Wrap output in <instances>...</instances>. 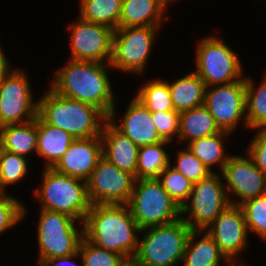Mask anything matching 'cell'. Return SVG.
<instances>
[{
    "instance_id": "7",
    "label": "cell",
    "mask_w": 266,
    "mask_h": 266,
    "mask_svg": "<svg viewBox=\"0 0 266 266\" xmlns=\"http://www.w3.org/2000/svg\"><path fill=\"white\" fill-rule=\"evenodd\" d=\"M39 217L37 240L40 264L46 259L69 256L78 251L84 235L83 228L79 230L75 226V218L45 209H41Z\"/></svg>"
},
{
    "instance_id": "13",
    "label": "cell",
    "mask_w": 266,
    "mask_h": 266,
    "mask_svg": "<svg viewBox=\"0 0 266 266\" xmlns=\"http://www.w3.org/2000/svg\"><path fill=\"white\" fill-rule=\"evenodd\" d=\"M204 105L221 131L230 133L242 116L246 122V77L205 90Z\"/></svg>"
},
{
    "instance_id": "35",
    "label": "cell",
    "mask_w": 266,
    "mask_h": 266,
    "mask_svg": "<svg viewBox=\"0 0 266 266\" xmlns=\"http://www.w3.org/2000/svg\"><path fill=\"white\" fill-rule=\"evenodd\" d=\"M173 168L182 173L193 183L206 178L213 172L210 171L208 167L188 148L178 152L177 165H175Z\"/></svg>"
},
{
    "instance_id": "32",
    "label": "cell",
    "mask_w": 266,
    "mask_h": 266,
    "mask_svg": "<svg viewBox=\"0 0 266 266\" xmlns=\"http://www.w3.org/2000/svg\"><path fill=\"white\" fill-rule=\"evenodd\" d=\"M78 251L82 258V266H119L124 261L120 254L100 248L84 236L80 241Z\"/></svg>"
},
{
    "instance_id": "10",
    "label": "cell",
    "mask_w": 266,
    "mask_h": 266,
    "mask_svg": "<svg viewBox=\"0 0 266 266\" xmlns=\"http://www.w3.org/2000/svg\"><path fill=\"white\" fill-rule=\"evenodd\" d=\"M157 28L160 26L118 27L114 30L108 66L125 72H144Z\"/></svg>"
},
{
    "instance_id": "37",
    "label": "cell",
    "mask_w": 266,
    "mask_h": 266,
    "mask_svg": "<svg viewBox=\"0 0 266 266\" xmlns=\"http://www.w3.org/2000/svg\"><path fill=\"white\" fill-rule=\"evenodd\" d=\"M152 118L158 133L164 141L170 142L174 135L179 134V112L175 110L152 112Z\"/></svg>"
},
{
    "instance_id": "6",
    "label": "cell",
    "mask_w": 266,
    "mask_h": 266,
    "mask_svg": "<svg viewBox=\"0 0 266 266\" xmlns=\"http://www.w3.org/2000/svg\"><path fill=\"white\" fill-rule=\"evenodd\" d=\"M128 205L141 230L172 223L182 215L157 178L136 180Z\"/></svg>"
},
{
    "instance_id": "41",
    "label": "cell",
    "mask_w": 266,
    "mask_h": 266,
    "mask_svg": "<svg viewBox=\"0 0 266 266\" xmlns=\"http://www.w3.org/2000/svg\"><path fill=\"white\" fill-rule=\"evenodd\" d=\"M119 266H141L134 258L124 259Z\"/></svg>"
},
{
    "instance_id": "42",
    "label": "cell",
    "mask_w": 266,
    "mask_h": 266,
    "mask_svg": "<svg viewBox=\"0 0 266 266\" xmlns=\"http://www.w3.org/2000/svg\"><path fill=\"white\" fill-rule=\"evenodd\" d=\"M241 263L242 264L239 263V265L236 263V266H246L243 262H241ZM227 266H235V265L231 264V265H227Z\"/></svg>"
},
{
    "instance_id": "16",
    "label": "cell",
    "mask_w": 266,
    "mask_h": 266,
    "mask_svg": "<svg viewBox=\"0 0 266 266\" xmlns=\"http://www.w3.org/2000/svg\"><path fill=\"white\" fill-rule=\"evenodd\" d=\"M249 158L230 156L222 170L227 190L241 198L239 202L232 201L233 205L240 206L245 201L266 193V176L250 156Z\"/></svg>"
},
{
    "instance_id": "43",
    "label": "cell",
    "mask_w": 266,
    "mask_h": 266,
    "mask_svg": "<svg viewBox=\"0 0 266 266\" xmlns=\"http://www.w3.org/2000/svg\"><path fill=\"white\" fill-rule=\"evenodd\" d=\"M2 151H3V148H2V143L0 141V159H1Z\"/></svg>"
},
{
    "instance_id": "18",
    "label": "cell",
    "mask_w": 266,
    "mask_h": 266,
    "mask_svg": "<svg viewBox=\"0 0 266 266\" xmlns=\"http://www.w3.org/2000/svg\"><path fill=\"white\" fill-rule=\"evenodd\" d=\"M114 120V117H108L102 128L103 157L136 178L139 147L115 127Z\"/></svg>"
},
{
    "instance_id": "4",
    "label": "cell",
    "mask_w": 266,
    "mask_h": 266,
    "mask_svg": "<svg viewBox=\"0 0 266 266\" xmlns=\"http://www.w3.org/2000/svg\"><path fill=\"white\" fill-rule=\"evenodd\" d=\"M146 231L138 242L134 259L141 266H174L183 260L192 229L182 219L172 223L142 229Z\"/></svg>"
},
{
    "instance_id": "20",
    "label": "cell",
    "mask_w": 266,
    "mask_h": 266,
    "mask_svg": "<svg viewBox=\"0 0 266 266\" xmlns=\"http://www.w3.org/2000/svg\"><path fill=\"white\" fill-rule=\"evenodd\" d=\"M169 0H122L119 27L160 26Z\"/></svg>"
},
{
    "instance_id": "33",
    "label": "cell",
    "mask_w": 266,
    "mask_h": 266,
    "mask_svg": "<svg viewBox=\"0 0 266 266\" xmlns=\"http://www.w3.org/2000/svg\"><path fill=\"white\" fill-rule=\"evenodd\" d=\"M26 157L3 150L0 159V194H6L5 187L21 180L27 173Z\"/></svg>"
},
{
    "instance_id": "25",
    "label": "cell",
    "mask_w": 266,
    "mask_h": 266,
    "mask_svg": "<svg viewBox=\"0 0 266 266\" xmlns=\"http://www.w3.org/2000/svg\"><path fill=\"white\" fill-rule=\"evenodd\" d=\"M20 125V126H19ZM0 141L3 150L25 157L37 150V117L22 124L0 127Z\"/></svg>"
},
{
    "instance_id": "31",
    "label": "cell",
    "mask_w": 266,
    "mask_h": 266,
    "mask_svg": "<svg viewBox=\"0 0 266 266\" xmlns=\"http://www.w3.org/2000/svg\"><path fill=\"white\" fill-rule=\"evenodd\" d=\"M170 166L171 163L161 172L157 179L161 182L163 189L169 196L182 208L189 200L193 182L173 167L170 168Z\"/></svg>"
},
{
    "instance_id": "24",
    "label": "cell",
    "mask_w": 266,
    "mask_h": 266,
    "mask_svg": "<svg viewBox=\"0 0 266 266\" xmlns=\"http://www.w3.org/2000/svg\"><path fill=\"white\" fill-rule=\"evenodd\" d=\"M198 232L202 233V230H192L189 234L183 255L184 266H219L221 257L230 264L207 231L200 241L194 242Z\"/></svg>"
},
{
    "instance_id": "8",
    "label": "cell",
    "mask_w": 266,
    "mask_h": 266,
    "mask_svg": "<svg viewBox=\"0 0 266 266\" xmlns=\"http://www.w3.org/2000/svg\"><path fill=\"white\" fill-rule=\"evenodd\" d=\"M196 52L197 70L194 72L204 81L206 89L243 79L237 54L222 40L212 36L203 38Z\"/></svg>"
},
{
    "instance_id": "12",
    "label": "cell",
    "mask_w": 266,
    "mask_h": 266,
    "mask_svg": "<svg viewBox=\"0 0 266 266\" xmlns=\"http://www.w3.org/2000/svg\"><path fill=\"white\" fill-rule=\"evenodd\" d=\"M25 72L13 70L0 86V127L22 124L38 116ZM25 117V118H24Z\"/></svg>"
},
{
    "instance_id": "30",
    "label": "cell",
    "mask_w": 266,
    "mask_h": 266,
    "mask_svg": "<svg viewBox=\"0 0 266 266\" xmlns=\"http://www.w3.org/2000/svg\"><path fill=\"white\" fill-rule=\"evenodd\" d=\"M135 97L151 112L175 110L168 82L161 79L148 81Z\"/></svg>"
},
{
    "instance_id": "23",
    "label": "cell",
    "mask_w": 266,
    "mask_h": 266,
    "mask_svg": "<svg viewBox=\"0 0 266 266\" xmlns=\"http://www.w3.org/2000/svg\"><path fill=\"white\" fill-rule=\"evenodd\" d=\"M221 132L205 105L180 113L178 140H192Z\"/></svg>"
},
{
    "instance_id": "29",
    "label": "cell",
    "mask_w": 266,
    "mask_h": 266,
    "mask_svg": "<svg viewBox=\"0 0 266 266\" xmlns=\"http://www.w3.org/2000/svg\"><path fill=\"white\" fill-rule=\"evenodd\" d=\"M246 112L248 127L266 128V77L257 91L250 78L246 77Z\"/></svg>"
},
{
    "instance_id": "34",
    "label": "cell",
    "mask_w": 266,
    "mask_h": 266,
    "mask_svg": "<svg viewBox=\"0 0 266 266\" xmlns=\"http://www.w3.org/2000/svg\"><path fill=\"white\" fill-rule=\"evenodd\" d=\"M247 229L266 239V193L242 203Z\"/></svg>"
},
{
    "instance_id": "27",
    "label": "cell",
    "mask_w": 266,
    "mask_h": 266,
    "mask_svg": "<svg viewBox=\"0 0 266 266\" xmlns=\"http://www.w3.org/2000/svg\"><path fill=\"white\" fill-rule=\"evenodd\" d=\"M168 141L140 147L138 149L136 180L158 178L170 164V159L163 146Z\"/></svg>"
},
{
    "instance_id": "38",
    "label": "cell",
    "mask_w": 266,
    "mask_h": 266,
    "mask_svg": "<svg viewBox=\"0 0 266 266\" xmlns=\"http://www.w3.org/2000/svg\"><path fill=\"white\" fill-rule=\"evenodd\" d=\"M248 147V155L266 176V128H259Z\"/></svg>"
},
{
    "instance_id": "3",
    "label": "cell",
    "mask_w": 266,
    "mask_h": 266,
    "mask_svg": "<svg viewBox=\"0 0 266 266\" xmlns=\"http://www.w3.org/2000/svg\"><path fill=\"white\" fill-rule=\"evenodd\" d=\"M38 116L75 138L101 136L104 122L108 119L98 108L63 97L51 89L38 101Z\"/></svg>"
},
{
    "instance_id": "17",
    "label": "cell",
    "mask_w": 266,
    "mask_h": 266,
    "mask_svg": "<svg viewBox=\"0 0 266 266\" xmlns=\"http://www.w3.org/2000/svg\"><path fill=\"white\" fill-rule=\"evenodd\" d=\"M102 144L101 136L76 138L53 169L58 173L87 181L103 157Z\"/></svg>"
},
{
    "instance_id": "2",
    "label": "cell",
    "mask_w": 266,
    "mask_h": 266,
    "mask_svg": "<svg viewBox=\"0 0 266 266\" xmlns=\"http://www.w3.org/2000/svg\"><path fill=\"white\" fill-rule=\"evenodd\" d=\"M68 62L58 70L50 89L63 97L98 108L107 118L114 117L116 106L104 64L94 61Z\"/></svg>"
},
{
    "instance_id": "9",
    "label": "cell",
    "mask_w": 266,
    "mask_h": 266,
    "mask_svg": "<svg viewBox=\"0 0 266 266\" xmlns=\"http://www.w3.org/2000/svg\"><path fill=\"white\" fill-rule=\"evenodd\" d=\"M220 176L215 172L206 178L193 183L189 199L191 204L185 203L181 214H190L189 218L181 217L192 230L205 229L231 204L230 197L226 194Z\"/></svg>"
},
{
    "instance_id": "22",
    "label": "cell",
    "mask_w": 266,
    "mask_h": 266,
    "mask_svg": "<svg viewBox=\"0 0 266 266\" xmlns=\"http://www.w3.org/2000/svg\"><path fill=\"white\" fill-rule=\"evenodd\" d=\"M175 111L181 113L204 105L206 86L195 72L168 83Z\"/></svg>"
},
{
    "instance_id": "1",
    "label": "cell",
    "mask_w": 266,
    "mask_h": 266,
    "mask_svg": "<svg viewBox=\"0 0 266 266\" xmlns=\"http://www.w3.org/2000/svg\"><path fill=\"white\" fill-rule=\"evenodd\" d=\"M83 226L84 237L94 245L124 259L135 257L141 229L128 204H92Z\"/></svg>"
},
{
    "instance_id": "14",
    "label": "cell",
    "mask_w": 266,
    "mask_h": 266,
    "mask_svg": "<svg viewBox=\"0 0 266 266\" xmlns=\"http://www.w3.org/2000/svg\"><path fill=\"white\" fill-rule=\"evenodd\" d=\"M71 51L74 61L103 62L109 65L112 54V39L114 30L108 26L91 23L79 18L78 23L70 24Z\"/></svg>"
},
{
    "instance_id": "19",
    "label": "cell",
    "mask_w": 266,
    "mask_h": 266,
    "mask_svg": "<svg viewBox=\"0 0 266 266\" xmlns=\"http://www.w3.org/2000/svg\"><path fill=\"white\" fill-rule=\"evenodd\" d=\"M115 127L139 148L164 142L152 118V112L134 97L125 112L121 126Z\"/></svg>"
},
{
    "instance_id": "21",
    "label": "cell",
    "mask_w": 266,
    "mask_h": 266,
    "mask_svg": "<svg viewBox=\"0 0 266 266\" xmlns=\"http://www.w3.org/2000/svg\"><path fill=\"white\" fill-rule=\"evenodd\" d=\"M76 138L67 131L47 124L37 116V150L47 162L45 168H53Z\"/></svg>"
},
{
    "instance_id": "26",
    "label": "cell",
    "mask_w": 266,
    "mask_h": 266,
    "mask_svg": "<svg viewBox=\"0 0 266 266\" xmlns=\"http://www.w3.org/2000/svg\"><path fill=\"white\" fill-rule=\"evenodd\" d=\"M80 7V19L113 30L119 27L122 0H81Z\"/></svg>"
},
{
    "instance_id": "11",
    "label": "cell",
    "mask_w": 266,
    "mask_h": 266,
    "mask_svg": "<svg viewBox=\"0 0 266 266\" xmlns=\"http://www.w3.org/2000/svg\"><path fill=\"white\" fill-rule=\"evenodd\" d=\"M135 181L134 175L102 157L86 181L89 200L91 204H128Z\"/></svg>"
},
{
    "instance_id": "36",
    "label": "cell",
    "mask_w": 266,
    "mask_h": 266,
    "mask_svg": "<svg viewBox=\"0 0 266 266\" xmlns=\"http://www.w3.org/2000/svg\"><path fill=\"white\" fill-rule=\"evenodd\" d=\"M25 215V208L14 197L0 194V234L13 227Z\"/></svg>"
},
{
    "instance_id": "40",
    "label": "cell",
    "mask_w": 266,
    "mask_h": 266,
    "mask_svg": "<svg viewBox=\"0 0 266 266\" xmlns=\"http://www.w3.org/2000/svg\"><path fill=\"white\" fill-rule=\"evenodd\" d=\"M10 65L2 53L0 47V86L4 83V80L10 75Z\"/></svg>"
},
{
    "instance_id": "15",
    "label": "cell",
    "mask_w": 266,
    "mask_h": 266,
    "mask_svg": "<svg viewBox=\"0 0 266 266\" xmlns=\"http://www.w3.org/2000/svg\"><path fill=\"white\" fill-rule=\"evenodd\" d=\"M205 230L226 258L236 263L233 257L245 249L249 232L243 209L230 204Z\"/></svg>"
},
{
    "instance_id": "39",
    "label": "cell",
    "mask_w": 266,
    "mask_h": 266,
    "mask_svg": "<svg viewBox=\"0 0 266 266\" xmlns=\"http://www.w3.org/2000/svg\"><path fill=\"white\" fill-rule=\"evenodd\" d=\"M78 256H79V251H77L76 253H74L72 255H69V256L46 259L40 265L41 266H60V265L63 266L64 265L65 266L67 263L69 265H72V263H73V265H75V263L73 261H70V260L72 258H75V257H78Z\"/></svg>"
},
{
    "instance_id": "5",
    "label": "cell",
    "mask_w": 266,
    "mask_h": 266,
    "mask_svg": "<svg viewBox=\"0 0 266 266\" xmlns=\"http://www.w3.org/2000/svg\"><path fill=\"white\" fill-rule=\"evenodd\" d=\"M42 175V188L34 192L42 202L41 209L67 214L83 224L92 205L87 182L58 173L53 168H45Z\"/></svg>"
},
{
    "instance_id": "28",
    "label": "cell",
    "mask_w": 266,
    "mask_h": 266,
    "mask_svg": "<svg viewBox=\"0 0 266 266\" xmlns=\"http://www.w3.org/2000/svg\"><path fill=\"white\" fill-rule=\"evenodd\" d=\"M228 136L229 133L221 131L212 136L203 137L199 139L192 140L186 146L197 158H199L210 171L211 166L214 164H219L221 170H223L224 165L227 163L229 156L227 157L224 152V146L222 139L223 136ZM226 156V157H225Z\"/></svg>"
}]
</instances>
